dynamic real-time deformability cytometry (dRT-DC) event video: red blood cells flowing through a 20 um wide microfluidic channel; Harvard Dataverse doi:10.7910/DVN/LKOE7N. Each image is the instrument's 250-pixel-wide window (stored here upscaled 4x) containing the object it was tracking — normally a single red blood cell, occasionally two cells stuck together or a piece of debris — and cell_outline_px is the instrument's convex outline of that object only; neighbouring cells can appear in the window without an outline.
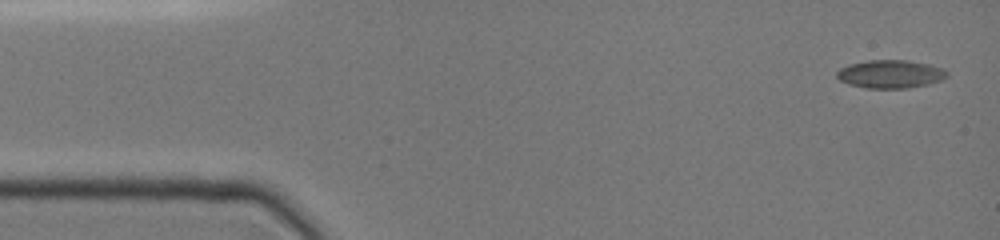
{"species": "common noctule bat (a hibernating species)", "species_latin": "Nyctalus noctula", "temperature_condition": "cold", "stored_images_in_passage": 9, "camera_frame_rate_fps": 3000, "um_per_image_px": 0.085, "animal": {"sex": "female", "body_mass_g": 19.0, "forearm_length_mm": 51.5}, "frame": {"image": 1, "passage_image": 1, "time_ms": 0.0, "image_size_px": [1000, 240], "cell_outline_px": [[948, 76], [940, 80], [928, 84], [908, 88], [868, 88], [848, 84], [840, 80], [836, 76], [836, 72], [840, 68], [848, 64], [868, 60], [904, 60], [928, 64], [944, 68], [948, 72]], "centroid_in_image_um": [75.67, 6.29], "position_along_channel_um": 9.3, "area_um2": 18.09}}
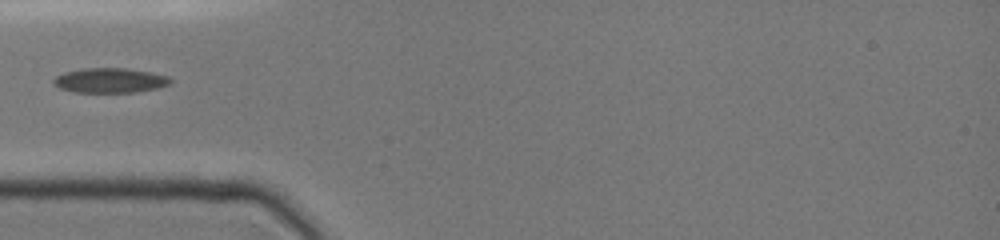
{"frame": {"image": 2, "passage_image": 6, "time_ms": 4.333, "image_size_px": [1000, 240], "cell_outline_px": [[172, 84], [156, 88], [136, 92], [76, 92], [60, 88], [52, 84], [52, 80], [56, 76], [64, 72], [84, 68], [124, 68], [152, 72], [168, 76], [172, 80]], "centroid_in_image_um": [9.35, 6.83], "position_along_channel_um": 75.6, "area_um2": 16.94}}
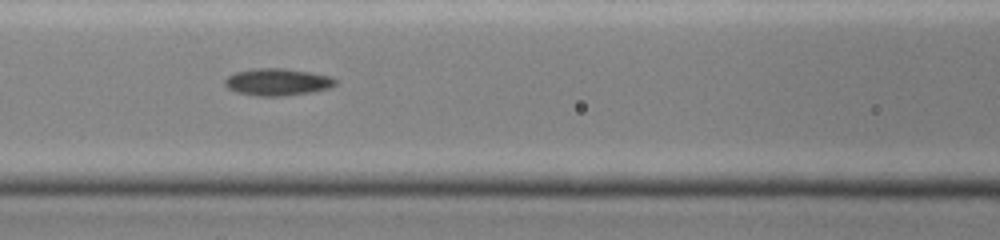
{"frame": {"image": 3, "passage_image": 8, "time_ms": 6.0, "image_size_px": [1000, 240], "cell_outline_px": [[336, 84], [332, 88], [312, 92], [280, 96], [256, 96], [240, 92], [228, 88], [224, 84], [224, 80], [228, 76], [236, 72], [252, 68], [284, 68], [332, 76], [336, 80]], "centroid_in_image_um": [23.61, 6.96], "position_along_channel_um": 143.0, "area_um2": 17.46}}